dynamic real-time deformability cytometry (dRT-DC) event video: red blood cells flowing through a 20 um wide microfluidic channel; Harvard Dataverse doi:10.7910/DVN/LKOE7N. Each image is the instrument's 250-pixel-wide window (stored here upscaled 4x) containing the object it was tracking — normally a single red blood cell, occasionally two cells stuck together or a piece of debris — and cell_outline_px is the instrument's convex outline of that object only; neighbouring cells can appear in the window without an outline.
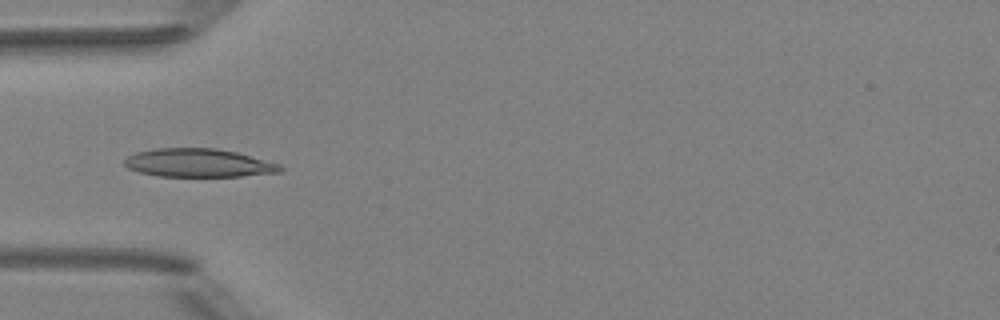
{"species": "Egyptian fruit bat (a non-hibernating species)", "species_latin": "Rousettus aegyptiacus", "temperature_condition": "room temperature", "stored_images_in_passage": 5, "camera_frame_rate_fps": 3000, "um_per_image_px": 0.085, "animal": {"sex": "female"}, "frame": {"image": 1, "passage_image": 4, "time_ms": 4.667, "image_size_px": [1000, 320], "cell_outline_px": [[284, 172], [240, 176], [156, 176], [140, 172], [128, 168], [124, 164], [124, 160], [128, 156], [136, 152], [156, 148], [216, 148], [236, 152], [280, 164], [284, 168]], "centroid_in_image_um": [16.89, 13.85], "position_along_channel_um": 68.1, "area_um2": 25.78}}
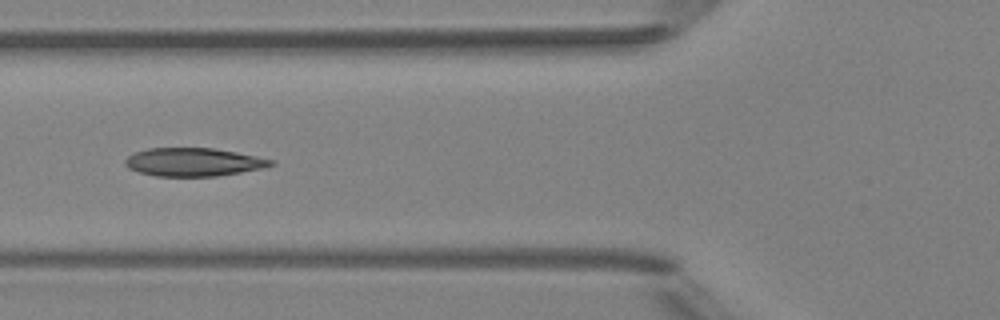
{"frame": {"image": 2, "passage_image": 5, "time_ms": 5.667, "image_size_px": [1000, 320], "cell_outline_px": [[276, 164], [264, 168], [216, 176], [156, 176], [140, 172], [128, 168], [124, 164], [124, 160], [128, 156], [136, 152], [148, 148], [212, 148], [236, 152], [276, 160]], "centroid_in_image_um": [16.47, 13.77], "position_along_channel_um": 109.3, "area_um2": 23.99}}